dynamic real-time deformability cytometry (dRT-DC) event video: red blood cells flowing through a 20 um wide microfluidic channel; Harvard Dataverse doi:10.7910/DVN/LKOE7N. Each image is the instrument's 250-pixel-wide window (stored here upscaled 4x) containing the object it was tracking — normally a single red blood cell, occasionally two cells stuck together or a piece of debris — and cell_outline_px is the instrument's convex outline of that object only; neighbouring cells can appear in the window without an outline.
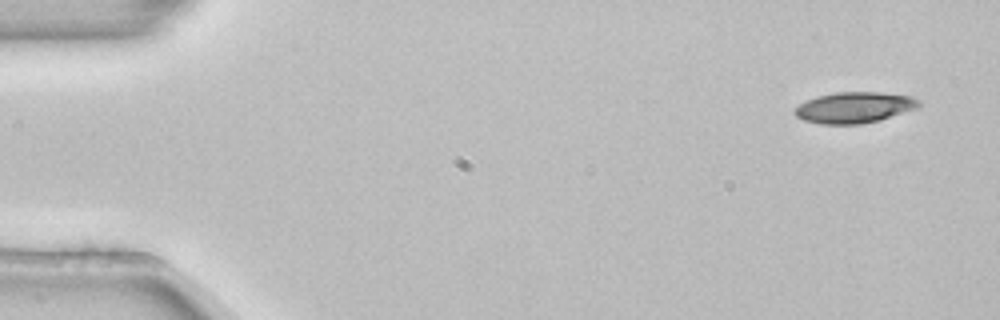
{"species": "common noctule bat (a hibernating species)", "species_latin": "Nyctalus noctula", "temperature_condition": "room temperature", "stored_images_in_passage": 5, "camera_frame_rate_fps": 3000, "um_per_image_px": 0.085, "animal": {"sex": "female", "body_mass_g": 22.7, "forearm_length_mm": 54.2}, "frame": {"image": 1, "passage_image": 1, "time_ms": 0.0, "image_size_px": [1000, 320], "cell_outline_px": [[920, 108], [880, 120], [860, 124], [820, 124], [804, 120], [796, 116], [792, 112], [800, 104], [816, 96], [836, 92], [880, 92], [912, 96], [920, 100]], "centroid_in_image_um": [72.66, 9.14], "position_along_channel_um": 12.3, "area_um2": 22.6}}
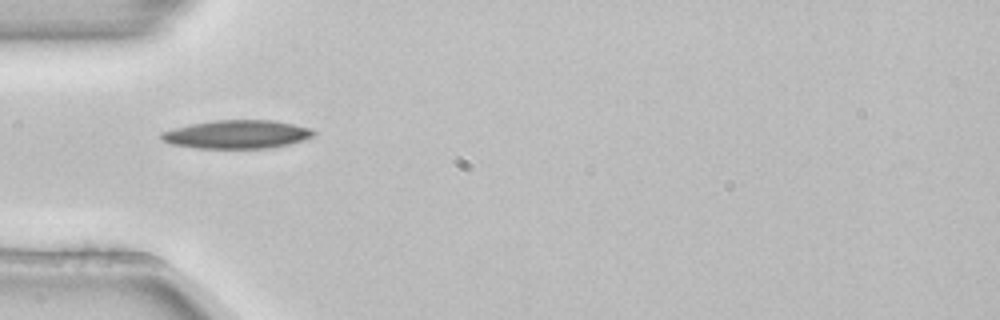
{"frame": {"image": 2, "passage_image": 5, "time_ms": 1.333, "image_size_px": [1000, 320], "cell_outline_px": [[316, 132], [312, 136], [304, 140], [288, 144], [268, 148], [196, 148], [172, 144], [160, 140], [160, 132], [172, 128], [212, 120], [272, 120], [292, 124], [308, 128]], "centroid_in_image_um": [20.08, 11.42], "position_along_channel_um": 64.9, "area_um2": 25.14}}